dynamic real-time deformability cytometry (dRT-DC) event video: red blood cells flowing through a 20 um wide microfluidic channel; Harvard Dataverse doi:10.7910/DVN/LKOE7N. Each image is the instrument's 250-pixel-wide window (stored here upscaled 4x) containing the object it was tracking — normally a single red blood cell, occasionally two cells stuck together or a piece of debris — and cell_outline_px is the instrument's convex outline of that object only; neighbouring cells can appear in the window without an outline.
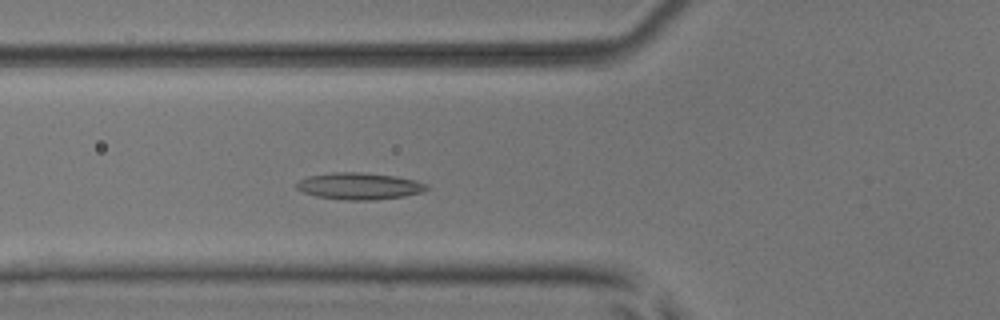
{"species": "common noctule bat (a hibernating species)", "species_latin": "Nyctalus noctula", "temperature_condition": "room temperature", "stored_images_in_passage": 5, "camera_frame_rate_fps": 3000, "um_per_image_px": 0.085, "animal": {"sex": "male", "body_mass_g": 17.9, "forearm_length_mm": 54.2}, "frame": {"image": 1, "passage_image": 5, "time_ms": 4.667, "image_size_px": [1000, 320], "cell_outline_px": [[428, 188], [420, 192], [404, 196], [376, 200], [344, 200], [316, 196], [304, 192], [296, 188], [296, 184], [300, 180], [308, 176], [332, 172], [364, 172], [396, 176], [416, 180], [428, 184]], "centroid_in_image_um": [30.55, 15.81], "position_along_channel_um": 95.3, "area_um2": 20.35}}